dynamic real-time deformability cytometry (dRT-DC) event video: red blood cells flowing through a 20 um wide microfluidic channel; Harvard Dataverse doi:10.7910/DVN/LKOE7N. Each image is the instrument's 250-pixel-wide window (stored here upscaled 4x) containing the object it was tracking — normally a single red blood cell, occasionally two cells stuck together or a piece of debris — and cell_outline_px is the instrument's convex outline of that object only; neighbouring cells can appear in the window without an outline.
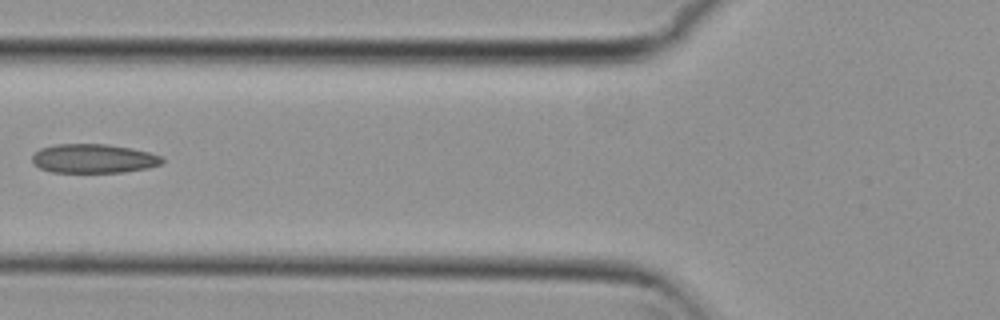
{"species": "common noctule bat (a hibernating species)", "species_latin": "Nyctalus noctula", "temperature_condition": "cold", "stored_images_in_passage": 6, "camera_frame_rate_fps": 3000, "um_per_image_px": 0.085, "animal": {"sex": "female", "body_mass_g": 29.2, "forearm_length_mm": 56.3}, "frame": {"image": 1, "passage_image": 5, "time_ms": 1.333, "image_size_px": [1000, 320], "cell_outline_px": [[164, 160], [160, 164], [148, 168], [124, 172], [52, 172], [40, 168], [32, 164], [32, 156], [40, 148], [56, 144], [104, 144], [132, 148], [148, 152], [160, 156]], "centroid_in_image_um": [7.92, 13.48], "position_along_channel_um": 117.9, "area_um2": 21.96}}
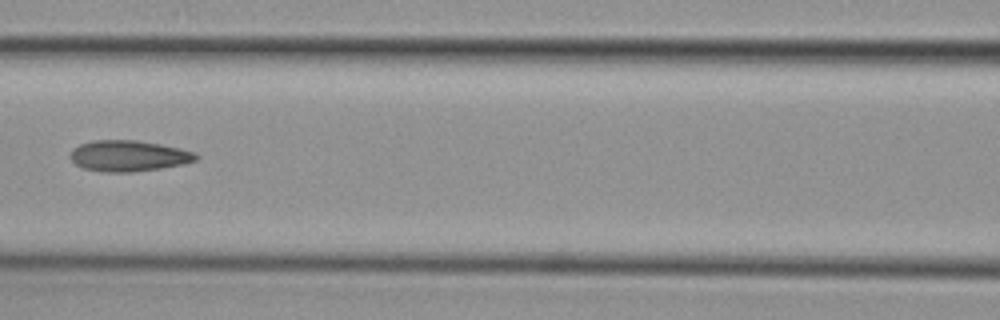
{"frame": {"image": 2, "passage_image": 6, "time_ms": 1.667, "image_size_px": [1000, 320], "cell_outline_px": [[200, 156], [196, 160], [184, 164], [160, 168], [132, 172], [104, 172], [84, 168], [76, 164], [68, 156], [72, 148], [80, 144], [92, 140], [136, 140], [160, 144], [180, 148], [196, 152]], "centroid_in_image_um": [10.93, 13.24], "position_along_channel_um": 155.7, "area_um2": 22.83}}